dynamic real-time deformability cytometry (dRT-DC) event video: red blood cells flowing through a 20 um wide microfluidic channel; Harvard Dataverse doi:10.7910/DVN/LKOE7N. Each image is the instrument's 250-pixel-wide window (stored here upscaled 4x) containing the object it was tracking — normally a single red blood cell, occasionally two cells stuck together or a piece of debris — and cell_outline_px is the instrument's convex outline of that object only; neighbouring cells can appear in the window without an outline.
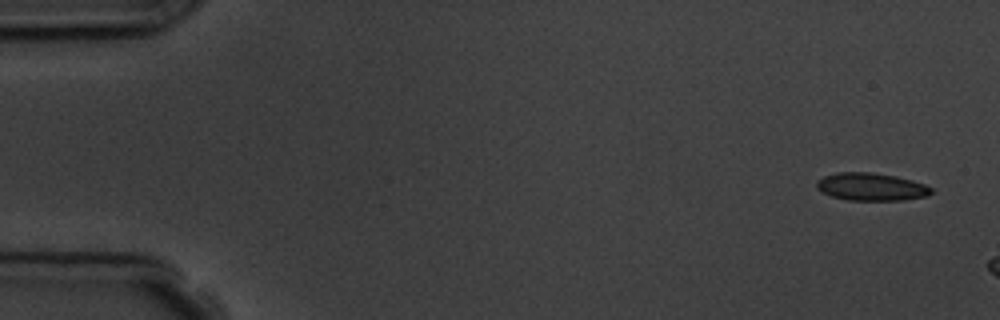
{"species": "common noctule bat (a hibernating species)", "species_latin": "Nyctalus noctula", "temperature_condition": "room temperature", "stored_images_in_passage": 3, "camera_frame_rate_fps": 3000, "um_per_image_px": 0.085, "animal": {"sex": "male", "body_mass_g": 19.5, "forearm_length_mm": 54.6}, "frame": {"image": 1, "passage_image": 1, "time_ms": 0.0, "image_size_px": [1000, 320], "cell_outline_px": [[932, 192], [928, 196], [904, 200], [848, 200], [832, 196], [816, 188], [816, 180], [824, 176], [836, 172], [872, 172], [896, 176], [912, 180], [924, 184], [932, 188]], "centroid_in_image_um": [74.05, 15.87], "position_along_channel_um": 10.9, "area_um2": 18.55}}